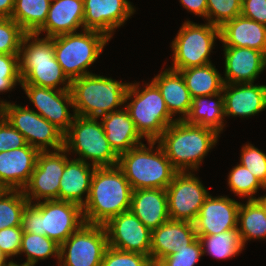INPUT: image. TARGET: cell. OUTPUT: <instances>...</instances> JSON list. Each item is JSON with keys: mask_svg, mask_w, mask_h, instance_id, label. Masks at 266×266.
Segmentation results:
<instances>
[{"mask_svg": "<svg viewBox=\"0 0 266 266\" xmlns=\"http://www.w3.org/2000/svg\"><path fill=\"white\" fill-rule=\"evenodd\" d=\"M131 194L130 183L117 165L96 167L88 199L82 207L85 223L104 225L130 210Z\"/></svg>", "mask_w": 266, "mask_h": 266, "instance_id": "6da1fadb", "label": "cell"}, {"mask_svg": "<svg viewBox=\"0 0 266 266\" xmlns=\"http://www.w3.org/2000/svg\"><path fill=\"white\" fill-rule=\"evenodd\" d=\"M219 133L200 125L176 120L157 140L178 172L198 170L204 156L217 143Z\"/></svg>", "mask_w": 266, "mask_h": 266, "instance_id": "7a4b0ae2", "label": "cell"}, {"mask_svg": "<svg viewBox=\"0 0 266 266\" xmlns=\"http://www.w3.org/2000/svg\"><path fill=\"white\" fill-rule=\"evenodd\" d=\"M84 223L82 207L61 200L28 203L21 215L23 232L45 235L59 245Z\"/></svg>", "mask_w": 266, "mask_h": 266, "instance_id": "3957f363", "label": "cell"}, {"mask_svg": "<svg viewBox=\"0 0 266 266\" xmlns=\"http://www.w3.org/2000/svg\"><path fill=\"white\" fill-rule=\"evenodd\" d=\"M19 65L21 85L70 90L72 81L56 60L53 38L40 39L37 34H25L20 46Z\"/></svg>", "mask_w": 266, "mask_h": 266, "instance_id": "277c9868", "label": "cell"}, {"mask_svg": "<svg viewBox=\"0 0 266 266\" xmlns=\"http://www.w3.org/2000/svg\"><path fill=\"white\" fill-rule=\"evenodd\" d=\"M147 142L148 148L142 143L119 155L117 166L130 183L132 190L166 189L178 171L158 141ZM155 143H158V147L153 152Z\"/></svg>", "mask_w": 266, "mask_h": 266, "instance_id": "5b68a950", "label": "cell"}, {"mask_svg": "<svg viewBox=\"0 0 266 266\" xmlns=\"http://www.w3.org/2000/svg\"><path fill=\"white\" fill-rule=\"evenodd\" d=\"M129 84L93 73L73 79V112L80 117L99 118L117 111V107L125 105Z\"/></svg>", "mask_w": 266, "mask_h": 266, "instance_id": "8992f818", "label": "cell"}, {"mask_svg": "<svg viewBox=\"0 0 266 266\" xmlns=\"http://www.w3.org/2000/svg\"><path fill=\"white\" fill-rule=\"evenodd\" d=\"M140 91L139 83H130L125 96L128 110L137 131L147 141H157L167 127L174 123L158 87L151 81Z\"/></svg>", "mask_w": 266, "mask_h": 266, "instance_id": "52a82bcc", "label": "cell"}, {"mask_svg": "<svg viewBox=\"0 0 266 266\" xmlns=\"http://www.w3.org/2000/svg\"><path fill=\"white\" fill-rule=\"evenodd\" d=\"M82 31L84 33L74 32L53 37L56 60L71 81L90 74L86 69L98 59L110 40L99 31Z\"/></svg>", "mask_w": 266, "mask_h": 266, "instance_id": "ba28073f", "label": "cell"}, {"mask_svg": "<svg viewBox=\"0 0 266 266\" xmlns=\"http://www.w3.org/2000/svg\"><path fill=\"white\" fill-rule=\"evenodd\" d=\"M99 118L75 116L64 133V149L74 152L84 162L92 161L95 167H111L118 164L119 156L111 148Z\"/></svg>", "mask_w": 266, "mask_h": 266, "instance_id": "9c48e42d", "label": "cell"}, {"mask_svg": "<svg viewBox=\"0 0 266 266\" xmlns=\"http://www.w3.org/2000/svg\"><path fill=\"white\" fill-rule=\"evenodd\" d=\"M216 38L220 39V27L209 22L200 25L185 21L172 41L173 63L170 69L179 71L210 64L209 56Z\"/></svg>", "mask_w": 266, "mask_h": 266, "instance_id": "30bf717a", "label": "cell"}, {"mask_svg": "<svg viewBox=\"0 0 266 266\" xmlns=\"http://www.w3.org/2000/svg\"><path fill=\"white\" fill-rule=\"evenodd\" d=\"M1 115L39 152L64 148V133L33 108L5 101Z\"/></svg>", "mask_w": 266, "mask_h": 266, "instance_id": "8fae6325", "label": "cell"}, {"mask_svg": "<svg viewBox=\"0 0 266 266\" xmlns=\"http://www.w3.org/2000/svg\"><path fill=\"white\" fill-rule=\"evenodd\" d=\"M108 248L104 225L84 223L60 245L59 266H101Z\"/></svg>", "mask_w": 266, "mask_h": 266, "instance_id": "7c38bea8", "label": "cell"}, {"mask_svg": "<svg viewBox=\"0 0 266 266\" xmlns=\"http://www.w3.org/2000/svg\"><path fill=\"white\" fill-rule=\"evenodd\" d=\"M67 151L62 148L38 153L30 180L22 190L29 203L32 200H59L60 179L67 163ZM38 200V201H37Z\"/></svg>", "mask_w": 266, "mask_h": 266, "instance_id": "4fadbf2b", "label": "cell"}, {"mask_svg": "<svg viewBox=\"0 0 266 266\" xmlns=\"http://www.w3.org/2000/svg\"><path fill=\"white\" fill-rule=\"evenodd\" d=\"M170 220L194 222L210 195L191 171L177 172L166 188Z\"/></svg>", "mask_w": 266, "mask_h": 266, "instance_id": "5bb4252c", "label": "cell"}, {"mask_svg": "<svg viewBox=\"0 0 266 266\" xmlns=\"http://www.w3.org/2000/svg\"><path fill=\"white\" fill-rule=\"evenodd\" d=\"M104 227L107 232L108 246L150 257L152 231L131 210L111 218Z\"/></svg>", "mask_w": 266, "mask_h": 266, "instance_id": "9a60e30c", "label": "cell"}, {"mask_svg": "<svg viewBox=\"0 0 266 266\" xmlns=\"http://www.w3.org/2000/svg\"><path fill=\"white\" fill-rule=\"evenodd\" d=\"M27 97L36 107L39 115L54 124L63 133L71 126L75 113H69L73 108L70 90L52 89L36 85H21Z\"/></svg>", "mask_w": 266, "mask_h": 266, "instance_id": "2e32d148", "label": "cell"}, {"mask_svg": "<svg viewBox=\"0 0 266 266\" xmlns=\"http://www.w3.org/2000/svg\"><path fill=\"white\" fill-rule=\"evenodd\" d=\"M240 202L227 196L212 197L204 201L193 222L197 235H216L228 230H238Z\"/></svg>", "mask_w": 266, "mask_h": 266, "instance_id": "e0dca14e", "label": "cell"}, {"mask_svg": "<svg viewBox=\"0 0 266 266\" xmlns=\"http://www.w3.org/2000/svg\"><path fill=\"white\" fill-rule=\"evenodd\" d=\"M83 7L84 29L102 32L110 39L135 12L128 0H83Z\"/></svg>", "mask_w": 266, "mask_h": 266, "instance_id": "ac0fdd59", "label": "cell"}, {"mask_svg": "<svg viewBox=\"0 0 266 266\" xmlns=\"http://www.w3.org/2000/svg\"><path fill=\"white\" fill-rule=\"evenodd\" d=\"M196 238L193 222L168 220L152 230L150 259L156 266L163 258L187 247Z\"/></svg>", "mask_w": 266, "mask_h": 266, "instance_id": "d6986e66", "label": "cell"}, {"mask_svg": "<svg viewBox=\"0 0 266 266\" xmlns=\"http://www.w3.org/2000/svg\"><path fill=\"white\" fill-rule=\"evenodd\" d=\"M39 151L30 146L0 153V183L6 190H23L34 171Z\"/></svg>", "mask_w": 266, "mask_h": 266, "instance_id": "ffe728a7", "label": "cell"}, {"mask_svg": "<svg viewBox=\"0 0 266 266\" xmlns=\"http://www.w3.org/2000/svg\"><path fill=\"white\" fill-rule=\"evenodd\" d=\"M224 116L249 117L265 110L266 85L253 83H224L223 89Z\"/></svg>", "mask_w": 266, "mask_h": 266, "instance_id": "44dd1931", "label": "cell"}, {"mask_svg": "<svg viewBox=\"0 0 266 266\" xmlns=\"http://www.w3.org/2000/svg\"><path fill=\"white\" fill-rule=\"evenodd\" d=\"M225 78L227 84L254 83L266 68V55L246 47H224Z\"/></svg>", "mask_w": 266, "mask_h": 266, "instance_id": "7402d4cb", "label": "cell"}, {"mask_svg": "<svg viewBox=\"0 0 266 266\" xmlns=\"http://www.w3.org/2000/svg\"><path fill=\"white\" fill-rule=\"evenodd\" d=\"M83 0H51L47 19L35 33L47 32L45 37L74 33L79 27L84 29Z\"/></svg>", "mask_w": 266, "mask_h": 266, "instance_id": "603a6c76", "label": "cell"}, {"mask_svg": "<svg viewBox=\"0 0 266 266\" xmlns=\"http://www.w3.org/2000/svg\"><path fill=\"white\" fill-rule=\"evenodd\" d=\"M224 47H246L266 55V26L242 15L220 27Z\"/></svg>", "mask_w": 266, "mask_h": 266, "instance_id": "cb8c5ba5", "label": "cell"}, {"mask_svg": "<svg viewBox=\"0 0 266 266\" xmlns=\"http://www.w3.org/2000/svg\"><path fill=\"white\" fill-rule=\"evenodd\" d=\"M132 213L151 231L170 220L166 189L132 190Z\"/></svg>", "mask_w": 266, "mask_h": 266, "instance_id": "d4e9b609", "label": "cell"}, {"mask_svg": "<svg viewBox=\"0 0 266 266\" xmlns=\"http://www.w3.org/2000/svg\"><path fill=\"white\" fill-rule=\"evenodd\" d=\"M101 124L111 148L119 156L142 144L143 138L137 131L128 110L124 107L101 117Z\"/></svg>", "mask_w": 266, "mask_h": 266, "instance_id": "484cf974", "label": "cell"}, {"mask_svg": "<svg viewBox=\"0 0 266 266\" xmlns=\"http://www.w3.org/2000/svg\"><path fill=\"white\" fill-rule=\"evenodd\" d=\"M91 166V167H90ZM96 167L80 159L69 160L60 179L59 200L83 207L88 199L92 177ZM86 197L83 200V196Z\"/></svg>", "mask_w": 266, "mask_h": 266, "instance_id": "4316f807", "label": "cell"}, {"mask_svg": "<svg viewBox=\"0 0 266 266\" xmlns=\"http://www.w3.org/2000/svg\"><path fill=\"white\" fill-rule=\"evenodd\" d=\"M152 82L160 90L170 115L181 114L177 120H185L191 109L192 97L181 73L168 68L155 76Z\"/></svg>", "mask_w": 266, "mask_h": 266, "instance_id": "83f0119b", "label": "cell"}, {"mask_svg": "<svg viewBox=\"0 0 266 266\" xmlns=\"http://www.w3.org/2000/svg\"><path fill=\"white\" fill-rule=\"evenodd\" d=\"M198 96L192 98V105L185 121L215 130L220 134L224 126L223 94ZM212 98H217L212 100Z\"/></svg>", "mask_w": 266, "mask_h": 266, "instance_id": "f1b7e54d", "label": "cell"}, {"mask_svg": "<svg viewBox=\"0 0 266 266\" xmlns=\"http://www.w3.org/2000/svg\"><path fill=\"white\" fill-rule=\"evenodd\" d=\"M192 98L216 95L222 92L223 77L212 63L205 66L189 67L179 70Z\"/></svg>", "mask_w": 266, "mask_h": 266, "instance_id": "f546056e", "label": "cell"}, {"mask_svg": "<svg viewBox=\"0 0 266 266\" xmlns=\"http://www.w3.org/2000/svg\"><path fill=\"white\" fill-rule=\"evenodd\" d=\"M51 0H15L11 18L26 34H35L45 23Z\"/></svg>", "mask_w": 266, "mask_h": 266, "instance_id": "4dcf8cb0", "label": "cell"}, {"mask_svg": "<svg viewBox=\"0 0 266 266\" xmlns=\"http://www.w3.org/2000/svg\"><path fill=\"white\" fill-rule=\"evenodd\" d=\"M237 229L244 247L248 240L266 239V216L256 200L240 203Z\"/></svg>", "mask_w": 266, "mask_h": 266, "instance_id": "1f68e13d", "label": "cell"}, {"mask_svg": "<svg viewBox=\"0 0 266 266\" xmlns=\"http://www.w3.org/2000/svg\"><path fill=\"white\" fill-rule=\"evenodd\" d=\"M203 255L208 253L216 259H229L244 248L238 230H228L216 235H197Z\"/></svg>", "mask_w": 266, "mask_h": 266, "instance_id": "d6a6232c", "label": "cell"}, {"mask_svg": "<svg viewBox=\"0 0 266 266\" xmlns=\"http://www.w3.org/2000/svg\"><path fill=\"white\" fill-rule=\"evenodd\" d=\"M60 245L45 235L23 232L20 252L27 256V262L37 264L38 260L50 256L57 257L59 261Z\"/></svg>", "mask_w": 266, "mask_h": 266, "instance_id": "836d02e7", "label": "cell"}, {"mask_svg": "<svg viewBox=\"0 0 266 266\" xmlns=\"http://www.w3.org/2000/svg\"><path fill=\"white\" fill-rule=\"evenodd\" d=\"M28 203L22 190H5L0 195V230L21 226V215Z\"/></svg>", "mask_w": 266, "mask_h": 266, "instance_id": "e575fe53", "label": "cell"}, {"mask_svg": "<svg viewBox=\"0 0 266 266\" xmlns=\"http://www.w3.org/2000/svg\"><path fill=\"white\" fill-rule=\"evenodd\" d=\"M230 191L239 197H248V200H255L253 195L259 188L266 190V187L246 167L241 164L231 169L228 176Z\"/></svg>", "mask_w": 266, "mask_h": 266, "instance_id": "d590c367", "label": "cell"}, {"mask_svg": "<svg viewBox=\"0 0 266 266\" xmlns=\"http://www.w3.org/2000/svg\"><path fill=\"white\" fill-rule=\"evenodd\" d=\"M241 10L242 0H207V20L218 27L241 15Z\"/></svg>", "mask_w": 266, "mask_h": 266, "instance_id": "8d00e7d4", "label": "cell"}, {"mask_svg": "<svg viewBox=\"0 0 266 266\" xmlns=\"http://www.w3.org/2000/svg\"><path fill=\"white\" fill-rule=\"evenodd\" d=\"M25 34L12 18H0V54H19Z\"/></svg>", "mask_w": 266, "mask_h": 266, "instance_id": "74e56055", "label": "cell"}, {"mask_svg": "<svg viewBox=\"0 0 266 266\" xmlns=\"http://www.w3.org/2000/svg\"><path fill=\"white\" fill-rule=\"evenodd\" d=\"M101 266H154L149 256L108 246Z\"/></svg>", "mask_w": 266, "mask_h": 266, "instance_id": "f35d334b", "label": "cell"}, {"mask_svg": "<svg viewBox=\"0 0 266 266\" xmlns=\"http://www.w3.org/2000/svg\"><path fill=\"white\" fill-rule=\"evenodd\" d=\"M20 77L19 54H0V92L12 90Z\"/></svg>", "mask_w": 266, "mask_h": 266, "instance_id": "ab89813d", "label": "cell"}, {"mask_svg": "<svg viewBox=\"0 0 266 266\" xmlns=\"http://www.w3.org/2000/svg\"><path fill=\"white\" fill-rule=\"evenodd\" d=\"M241 151L240 164L266 187V154L249 143Z\"/></svg>", "mask_w": 266, "mask_h": 266, "instance_id": "60d3db41", "label": "cell"}, {"mask_svg": "<svg viewBox=\"0 0 266 266\" xmlns=\"http://www.w3.org/2000/svg\"><path fill=\"white\" fill-rule=\"evenodd\" d=\"M201 256L202 245L197 237L190 245L163 258L156 266H195Z\"/></svg>", "mask_w": 266, "mask_h": 266, "instance_id": "b9f144b4", "label": "cell"}, {"mask_svg": "<svg viewBox=\"0 0 266 266\" xmlns=\"http://www.w3.org/2000/svg\"><path fill=\"white\" fill-rule=\"evenodd\" d=\"M22 236L23 230L21 226L0 230V251L7 260L19 254Z\"/></svg>", "mask_w": 266, "mask_h": 266, "instance_id": "7bdbcfd3", "label": "cell"}, {"mask_svg": "<svg viewBox=\"0 0 266 266\" xmlns=\"http://www.w3.org/2000/svg\"><path fill=\"white\" fill-rule=\"evenodd\" d=\"M26 145L25 137L0 115V153Z\"/></svg>", "mask_w": 266, "mask_h": 266, "instance_id": "ee69618b", "label": "cell"}, {"mask_svg": "<svg viewBox=\"0 0 266 266\" xmlns=\"http://www.w3.org/2000/svg\"><path fill=\"white\" fill-rule=\"evenodd\" d=\"M241 15L266 26V0H242Z\"/></svg>", "mask_w": 266, "mask_h": 266, "instance_id": "f6af8a7d", "label": "cell"}, {"mask_svg": "<svg viewBox=\"0 0 266 266\" xmlns=\"http://www.w3.org/2000/svg\"><path fill=\"white\" fill-rule=\"evenodd\" d=\"M180 3L191 13L207 19V0H180Z\"/></svg>", "mask_w": 266, "mask_h": 266, "instance_id": "bcb514c9", "label": "cell"}, {"mask_svg": "<svg viewBox=\"0 0 266 266\" xmlns=\"http://www.w3.org/2000/svg\"><path fill=\"white\" fill-rule=\"evenodd\" d=\"M15 0H0V18H11Z\"/></svg>", "mask_w": 266, "mask_h": 266, "instance_id": "7dc6e473", "label": "cell"}, {"mask_svg": "<svg viewBox=\"0 0 266 266\" xmlns=\"http://www.w3.org/2000/svg\"><path fill=\"white\" fill-rule=\"evenodd\" d=\"M255 200L261 205V207L265 213V216H266V195L260 196V197L256 198Z\"/></svg>", "mask_w": 266, "mask_h": 266, "instance_id": "c3c4849f", "label": "cell"}, {"mask_svg": "<svg viewBox=\"0 0 266 266\" xmlns=\"http://www.w3.org/2000/svg\"><path fill=\"white\" fill-rule=\"evenodd\" d=\"M3 266H35V264L29 263L27 261L22 264H17V263H14L13 261H9L7 263V260H6Z\"/></svg>", "mask_w": 266, "mask_h": 266, "instance_id": "681fc988", "label": "cell"}, {"mask_svg": "<svg viewBox=\"0 0 266 266\" xmlns=\"http://www.w3.org/2000/svg\"><path fill=\"white\" fill-rule=\"evenodd\" d=\"M6 260L7 259L3 256V254L0 251V266H3Z\"/></svg>", "mask_w": 266, "mask_h": 266, "instance_id": "f907efd6", "label": "cell"}, {"mask_svg": "<svg viewBox=\"0 0 266 266\" xmlns=\"http://www.w3.org/2000/svg\"><path fill=\"white\" fill-rule=\"evenodd\" d=\"M6 190V188L0 183V195Z\"/></svg>", "mask_w": 266, "mask_h": 266, "instance_id": "816d5d0a", "label": "cell"}, {"mask_svg": "<svg viewBox=\"0 0 266 266\" xmlns=\"http://www.w3.org/2000/svg\"><path fill=\"white\" fill-rule=\"evenodd\" d=\"M4 103H5V101H0V115L2 113V108H3Z\"/></svg>", "mask_w": 266, "mask_h": 266, "instance_id": "f5cc1de1", "label": "cell"}]
</instances>
